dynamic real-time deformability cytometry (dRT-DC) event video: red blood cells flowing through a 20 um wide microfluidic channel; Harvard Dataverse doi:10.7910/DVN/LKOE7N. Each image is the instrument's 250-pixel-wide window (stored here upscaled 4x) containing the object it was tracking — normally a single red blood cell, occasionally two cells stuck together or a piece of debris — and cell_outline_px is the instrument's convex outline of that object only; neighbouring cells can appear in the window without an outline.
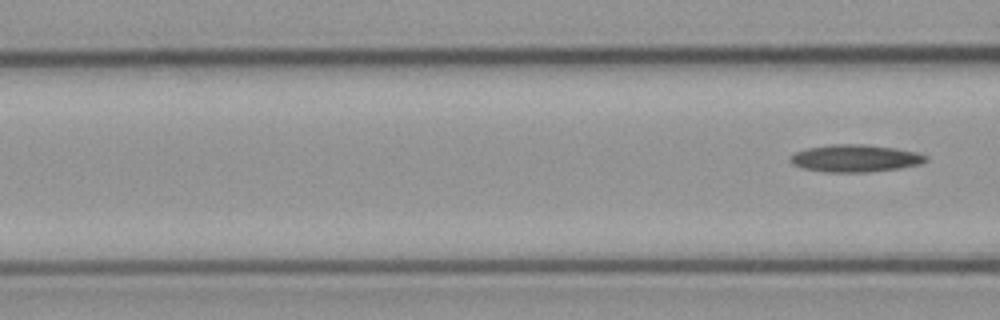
{"species": "common noctule bat (a hibernating species)", "species_latin": "Nyctalus noctula", "temperature_condition": "cold", "stored_images_in_passage": 8, "camera_frame_rate_fps": 3000, "um_per_image_px": 0.085, "animal": {"sex": "male", "body_mass_g": 23.1, "forearm_length_mm": 52.7}, "frame": {"image": 1, "passage_image": 8, "time_ms": 9.0, "image_size_px": [1000, 320], "cell_outline_px": [[928, 160], [920, 164], [900, 168], [868, 172], [824, 172], [804, 168], [792, 164], [788, 160], [788, 156], [796, 152], [808, 148], [828, 144], [864, 144], [892, 148], [916, 152], [928, 156]], "centroid_in_image_um": [72.66, 13.45], "position_along_channel_um": 93.9, "area_um2": 21.62}}